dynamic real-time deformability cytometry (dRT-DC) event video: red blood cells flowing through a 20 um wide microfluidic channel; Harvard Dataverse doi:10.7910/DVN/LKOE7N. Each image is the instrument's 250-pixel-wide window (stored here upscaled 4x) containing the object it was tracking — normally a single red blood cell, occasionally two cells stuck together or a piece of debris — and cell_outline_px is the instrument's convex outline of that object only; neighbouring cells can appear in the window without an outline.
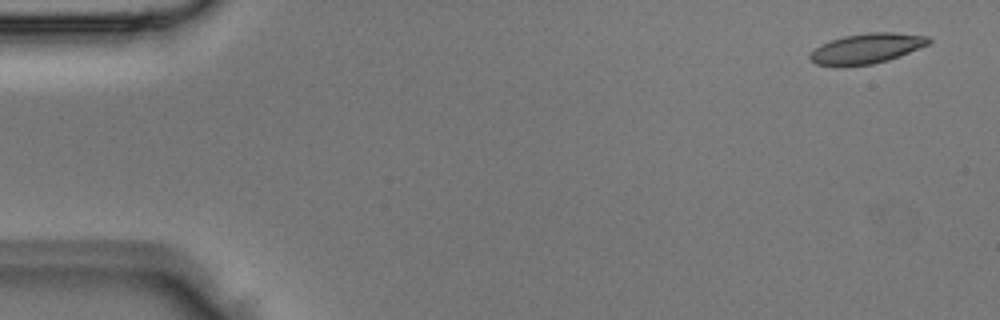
{"species": "Egyptian fruit bat (a non-hibernating species)", "species_latin": "Rousettus aegyptiacus", "temperature_condition": "room temperature", "stored_images_in_passage": 5, "segment_of_instrument_passage": [2, 2], "camera_frame_rate_fps": 3000, "um_per_image_px": 0.085, "animal": {"sex": "male"}, "frame": {"image": 1, "passage_image": 5, "time_ms": 1.333, "image_size_px": [1000, 320], "cell_outline_px": [[932, 40], [928, 44], [900, 56], [888, 60], [872, 64], [844, 68], [840, 68], [816, 64], [808, 56], [816, 48], [832, 40], [844, 36], [868, 32], [892, 32], [928, 36]], "centroid_in_image_um": [73.66, 4.15], "position_along_channel_um": 11.3, "area_um2": 20.98}}